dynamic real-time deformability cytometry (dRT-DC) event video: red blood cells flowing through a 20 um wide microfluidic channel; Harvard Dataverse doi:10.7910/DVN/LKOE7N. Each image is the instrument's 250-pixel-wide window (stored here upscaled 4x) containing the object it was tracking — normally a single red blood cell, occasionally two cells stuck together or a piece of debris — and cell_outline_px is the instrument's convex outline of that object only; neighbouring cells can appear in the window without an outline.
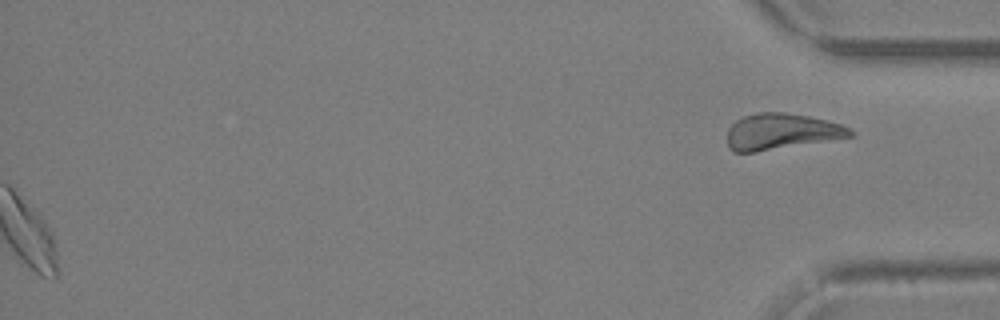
{"species": "Egyptian fruit bat (a non-hibernating species)", "species_latin": "Rousettus aegyptiacus", "temperature_condition": "warm", "stored_images_in_passage": 39, "segment_of_instrument_passage": [2, 2], "camera_frame_rate_fps": 3000, "um_per_image_px": 0.085, "animal": {"sex": "female"}, "frame": {"image": 1, "passage_image": 39, "time_ms": 12.667, "image_size_px": [1000, 320], "cell_outline_px": [[852, 136], [756, 152], [732, 152], [728, 148], [728, 128], [736, 120], [744, 116], [756, 112], [784, 112], [808, 116], [828, 120], [840, 124], [848, 128], [852, 132]], "centroid_in_image_um": [66.35, 11.17], "position_along_channel_um": 368.8, "area_um2": 25.61}}